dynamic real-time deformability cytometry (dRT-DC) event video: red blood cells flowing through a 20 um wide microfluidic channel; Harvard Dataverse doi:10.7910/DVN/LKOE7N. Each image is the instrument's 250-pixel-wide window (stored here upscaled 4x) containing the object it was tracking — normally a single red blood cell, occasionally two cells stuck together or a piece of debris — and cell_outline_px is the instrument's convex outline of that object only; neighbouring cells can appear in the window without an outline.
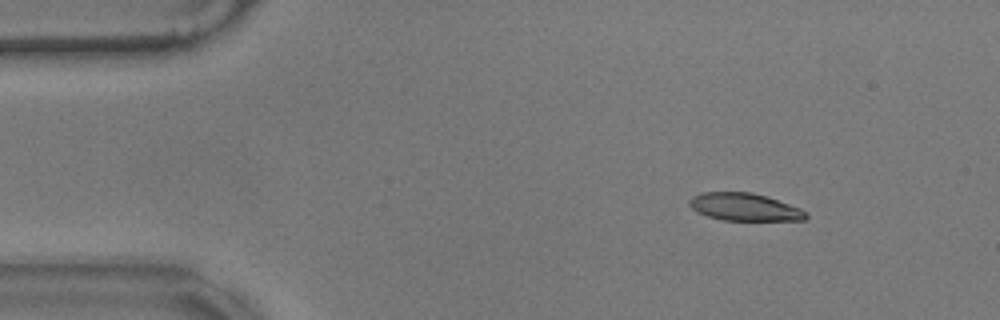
{"species": "common noctule bat (a hibernating species)", "species_latin": "Nyctalus noctula", "temperature_condition": "warm", "stored_images_in_passage": 55, "camera_frame_rate_fps": 3000, "um_per_image_px": 0.085, "animal": {"sex": "male", "body_mass_g": 17.9}, "frame": {"image": 1, "passage_image": 6, "time_ms": 1.667, "image_size_px": [1000, 320], "cell_outline_px": [[808, 216], [804, 220], [724, 220], [708, 216], [696, 212], [688, 204], [688, 200], [692, 196], [704, 192], [752, 192], [768, 196], [800, 208], [808, 212]], "centroid_in_image_um": [63.29, 17.59], "position_along_channel_um": 21.7, "area_um2": 18.84}}
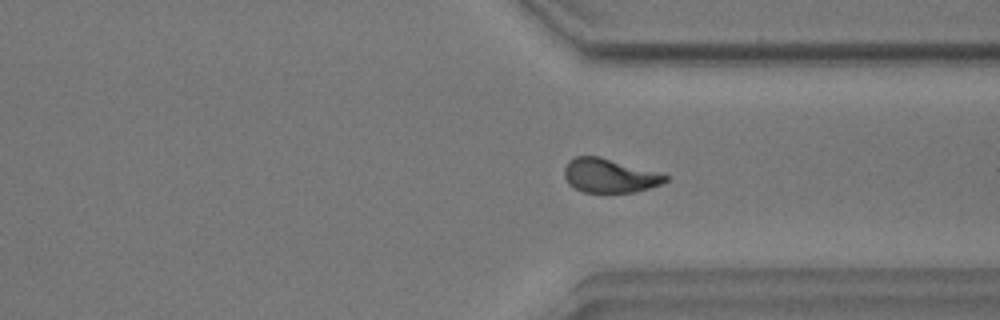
{"frame": {"image": 2, "passage_image": 41, "time_ms": 13.333, "image_size_px": [1000, 320], "cell_outline_px": [[668, 180], [660, 184], [648, 188], [632, 192], [584, 192], [568, 184], [564, 176], [564, 168], [568, 160], [576, 156], [596, 156], [664, 172], [668, 176]], "centroid_in_image_um": [51.83, 14.91], "position_along_channel_um": 359.6, "area_um2": 20.11}}
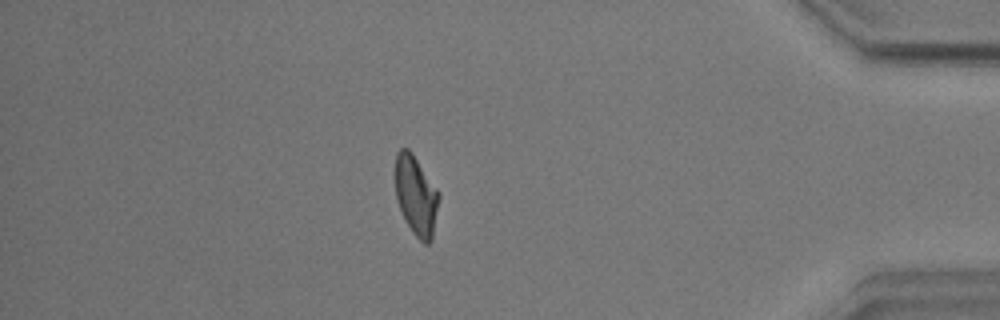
{"frame": {"image": 3, "passage_image": 48, "time_ms": 15.667, "image_size_px": [1000, 320], "cell_outline_px": [[440, 196], [432, 240], [428, 244], [424, 244], [412, 232], [400, 208], [396, 196], [396, 152], [400, 148], [408, 148], [412, 152], [440, 192]], "centroid_in_image_um": [35.39, 16.61], "position_along_channel_um": 399.8, "area_um2": 20.17}}